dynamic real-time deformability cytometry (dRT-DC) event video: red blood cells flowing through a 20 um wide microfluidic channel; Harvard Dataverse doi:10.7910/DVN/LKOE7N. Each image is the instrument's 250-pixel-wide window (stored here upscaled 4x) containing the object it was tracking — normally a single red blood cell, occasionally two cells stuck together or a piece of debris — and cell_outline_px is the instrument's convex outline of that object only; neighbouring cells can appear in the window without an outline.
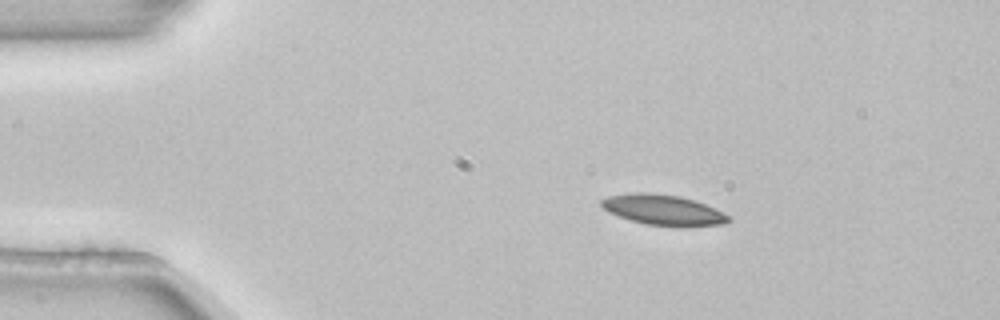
{"species": "common noctule bat (a hibernating species)", "species_latin": "Nyctalus noctula", "temperature_condition": "room temperature", "stored_images_in_passage": 3, "camera_frame_rate_fps": 3000, "um_per_image_px": 0.085, "animal": {"sex": "female", "body_mass_g": 22.7, "forearm_length_mm": 54.2}, "frame": {"image": 1, "passage_image": 1, "time_ms": 0.0, "image_size_px": [1000, 320], "cell_outline_px": [[732, 220], [724, 224], [644, 224], [608, 212], [600, 204], [600, 200], [608, 196], [636, 192], [648, 192], [680, 196], [704, 204], [732, 216]], "centroid_in_image_um": [56.33, 17.8], "position_along_channel_um": 28.7, "area_um2": 21.68}}
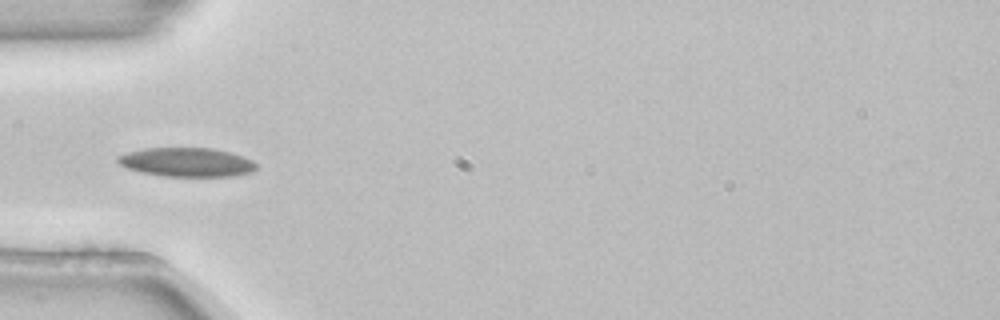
{"frame": {"image": 2, "passage_image": 3, "time_ms": 0.667, "image_size_px": [1000, 320], "cell_outline_px": [[256, 168], [252, 172], [232, 176], [164, 176], [140, 172], [128, 168], [120, 164], [116, 160], [116, 156], [128, 152], [144, 148], [212, 148], [232, 152], [244, 156], [252, 160], [256, 164]], "centroid_in_image_um": [15.88, 13.78], "position_along_channel_um": 69.1, "area_um2": 23.47}}